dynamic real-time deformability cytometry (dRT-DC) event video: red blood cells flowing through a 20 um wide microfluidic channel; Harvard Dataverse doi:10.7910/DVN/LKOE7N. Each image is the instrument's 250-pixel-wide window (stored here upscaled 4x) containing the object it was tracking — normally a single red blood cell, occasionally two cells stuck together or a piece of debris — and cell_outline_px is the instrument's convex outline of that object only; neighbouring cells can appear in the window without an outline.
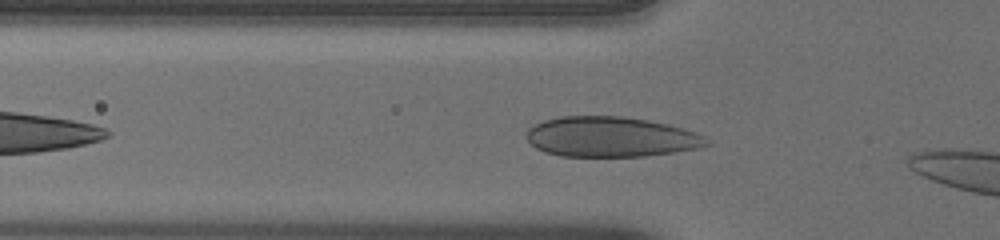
{"species": "human", "species_latin": "Homo sapiens", "temperature_condition": "warm", "stored_images_in_passage": 27, "camera_frame_rate_fps": 3000, "um_per_image_px": 0.085, "donor": {"sex": "male"}, "frame": {"image": 1, "passage_image": 2, "time_ms": 0.333, "image_size_px": [1000, 240], "cell_outline_px": [[712, 144], [696, 148], [672, 152], [644, 156], [560, 156], [536, 148], [524, 136], [528, 128], [532, 124], [544, 120], [560, 116], [620, 116], [668, 124], [696, 132], [704, 136]], "centroid_in_image_um": [51.88, 11.63], "position_along_channel_um": 73.9, "area_um2": 42.08}}
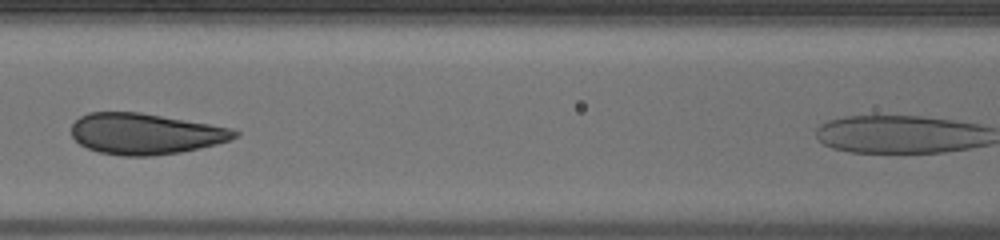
{"frame": {"image": 2, "passage_image": 8, "time_ms": 2.333, "image_size_px": [1000, 240], "cell_outline_px": [[240, 132], [236, 136], [228, 140], [216, 144], [200, 148], [180, 152], [152, 156], [124, 156], [100, 152], [88, 148], [80, 144], [72, 136], [72, 124], [80, 116], [88, 112], [140, 112], [208, 124], [228, 128]], "centroid_in_image_um": [12.31, 11.37], "position_along_channel_um": 154.3, "area_um2": 38.61}}
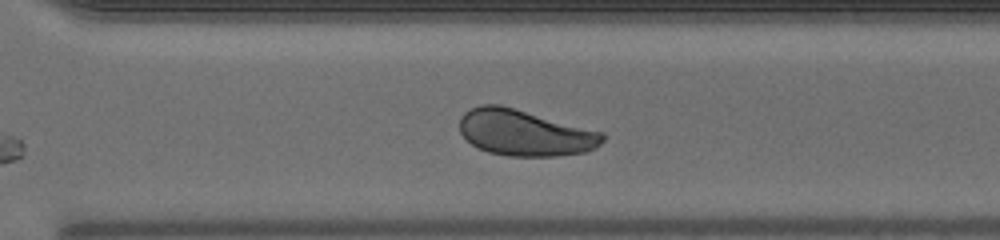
{"frame": {"image": 3, "passage_image": 21, "time_ms": 6.667, "image_size_px": [1000, 240], "cell_outline_px": [[604, 140], [596, 148], [588, 152], [556, 156], [508, 156], [488, 152], [472, 144], [460, 132], [460, 116], [464, 112], [480, 104], [500, 104], [604, 132]], "centroid_in_image_um": [44.63, 11.28], "position_along_channel_um": 326.0, "area_um2": 38.55}}